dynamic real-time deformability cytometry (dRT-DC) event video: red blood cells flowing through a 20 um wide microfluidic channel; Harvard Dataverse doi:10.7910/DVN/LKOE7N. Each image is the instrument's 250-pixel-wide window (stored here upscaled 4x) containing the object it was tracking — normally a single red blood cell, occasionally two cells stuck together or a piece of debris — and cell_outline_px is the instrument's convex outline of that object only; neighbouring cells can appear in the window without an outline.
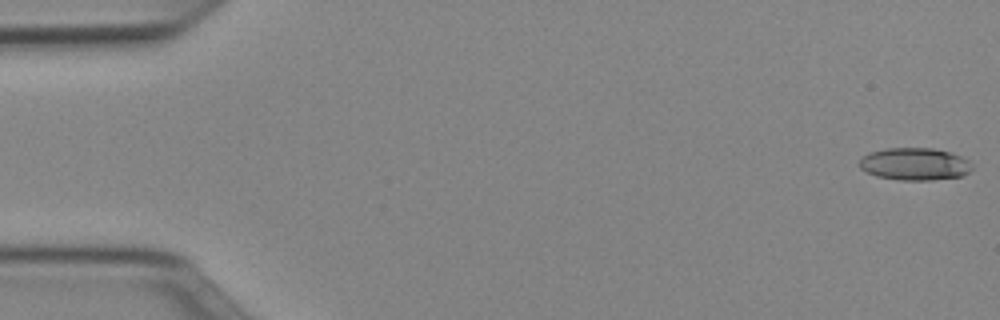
{"species": "Egyptian fruit bat (a non-hibernating species)", "species_latin": "Rousettus aegyptiacus", "temperature_condition": "cold", "stored_images_in_passage": 51, "camera_frame_rate_fps": 3000, "um_per_image_px": 0.085, "animal": {"sex": "female"}, "frame": {"image": 1, "passage_image": 1, "time_ms": 0.0, "image_size_px": [1000, 320], "cell_outline_px": [[972, 168], [964, 176], [932, 180], [900, 180], [876, 176], [860, 168], [860, 160], [868, 152], [884, 148], [932, 148], [952, 152], [968, 160], [972, 164]], "centroid_in_image_um": [77.77, 13.94], "position_along_channel_um": 7.2, "area_um2": 21.39}}
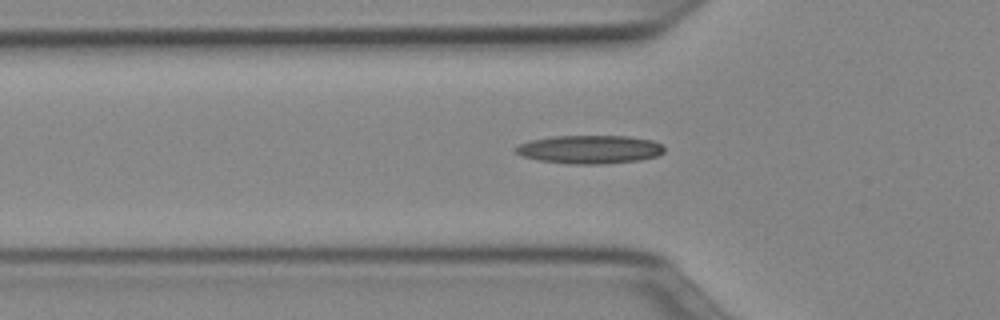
{"frame": {"image": 2, "passage_image": 17, "time_ms": 5.333, "image_size_px": [1000, 320], "cell_outline_px": [[664, 152], [656, 156], [640, 160], [604, 164], [568, 164], [540, 160], [524, 156], [516, 152], [512, 148], [528, 140], [552, 136], [628, 136], [652, 140], [660, 144], [664, 148]], "centroid_in_image_um": [50.11, 12.7], "position_along_channel_um": 75.7, "area_um2": 24.62}}
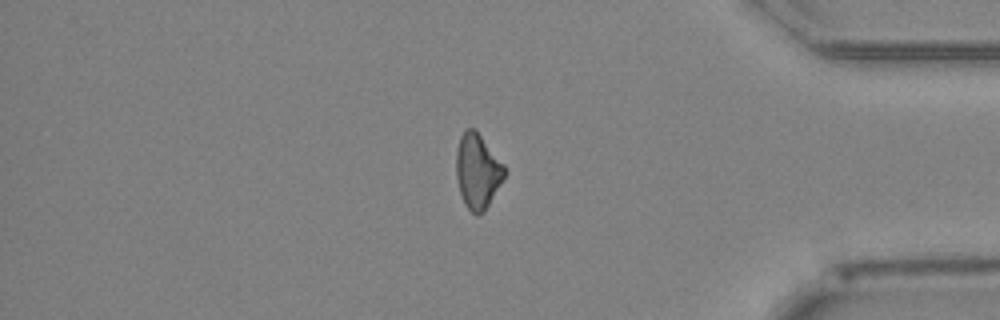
{"frame": {"image": 3, "passage_image": 43, "time_ms": 14.0, "image_size_px": [1000, 320], "cell_outline_px": [[504, 176], [484, 212], [480, 216], [476, 216], [464, 204], [460, 192], [456, 176], [456, 152], [460, 136], [468, 128], [472, 128], [480, 136], [504, 164]], "centroid_in_image_um": [40.56, 14.59], "position_along_channel_um": 394.6, "area_um2": 20.58}}